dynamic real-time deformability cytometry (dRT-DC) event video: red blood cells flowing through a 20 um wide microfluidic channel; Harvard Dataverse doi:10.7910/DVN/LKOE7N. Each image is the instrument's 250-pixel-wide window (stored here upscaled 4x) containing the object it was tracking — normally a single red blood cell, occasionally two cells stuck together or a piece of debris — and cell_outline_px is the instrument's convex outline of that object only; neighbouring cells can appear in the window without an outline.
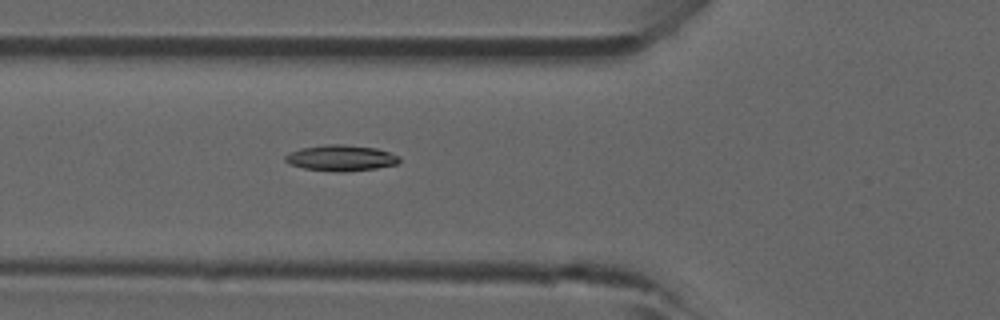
{"species": "common noctule bat (a hibernating species)", "species_latin": "Nyctalus noctula", "temperature_condition": "room temperature", "stored_images_in_passage": 41, "camera_frame_rate_fps": 3000, "um_per_image_px": 0.085, "animal": {"sex": "male", "forearm_length_mm": 52.5}, "frame": {"image": 1, "passage_image": 12, "time_ms": 3.667, "image_size_px": [1000, 320], "cell_outline_px": [[400, 160], [396, 164], [376, 168], [344, 172], [340, 172], [304, 168], [288, 164], [284, 160], [284, 156], [300, 148], [324, 144], [344, 144], [376, 148], [400, 156]], "centroid_in_image_um": [28.96, 13.42], "position_along_channel_um": 96.8, "area_um2": 17.22}}
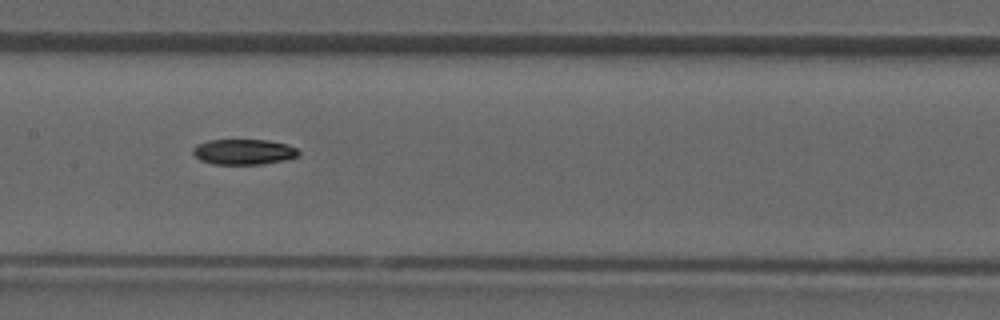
{"frame": {"image": 2, "passage_image": 18, "time_ms": 5.667, "image_size_px": [1000, 320], "cell_outline_px": [[300, 156], [284, 160], [264, 164], [212, 164], [200, 160], [192, 152], [192, 148], [196, 144], [208, 140], [268, 140], [284, 144], [296, 148], [300, 152]], "centroid_in_image_um": [20.7, 12.91], "position_along_channel_um": 186.7, "area_um2": 15.72}}